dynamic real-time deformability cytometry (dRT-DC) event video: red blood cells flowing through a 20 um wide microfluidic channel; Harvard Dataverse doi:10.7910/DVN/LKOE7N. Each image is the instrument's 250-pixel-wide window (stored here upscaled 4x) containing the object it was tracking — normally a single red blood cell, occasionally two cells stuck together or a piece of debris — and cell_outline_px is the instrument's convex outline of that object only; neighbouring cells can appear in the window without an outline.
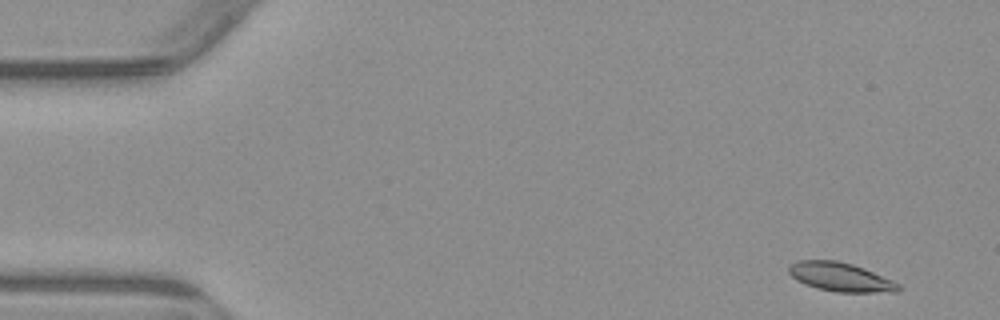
{"species": "common noctule bat (a hibernating species)", "species_latin": "Nyctalus noctula", "temperature_condition": "warm", "stored_images_in_passage": 6, "camera_frame_rate_fps": 3000, "um_per_image_px": 0.085, "animal": {"sex": "male", "body_mass_g": 23.1, "forearm_length_mm": 52.7}, "frame": {"image": 1, "passage_image": 1, "time_ms": 0.0, "image_size_px": [1000, 320], "cell_outline_px": [[900, 292], [836, 292], [816, 288], [804, 284], [796, 280], [788, 272], [788, 264], [796, 260], [836, 260], [852, 264], [864, 268], [892, 280], [900, 284]], "centroid_in_image_um": [71.41, 23.54], "position_along_channel_um": 13.6, "area_um2": 18.61}}
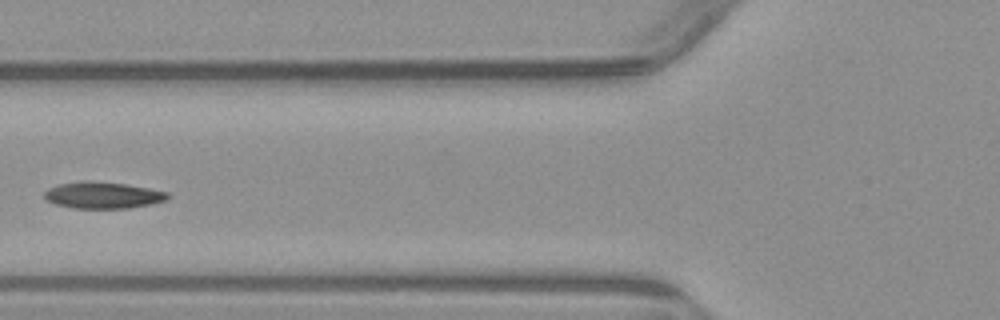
{"frame": {"image": 2, "passage_image": 5, "time_ms": 5.667, "image_size_px": [1000, 320], "cell_outline_px": [[172, 196], [168, 200], [128, 208], [72, 208], [56, 204], [44, 200], [44, 192], [48, 188], [56, 184], [84, 180], [92, 180], [128, 184], [168, 192]], "centroid_in_image_um": [8.72, 16.57], "position_along_channel_um": 117.1, "area_um2": 19.42}}
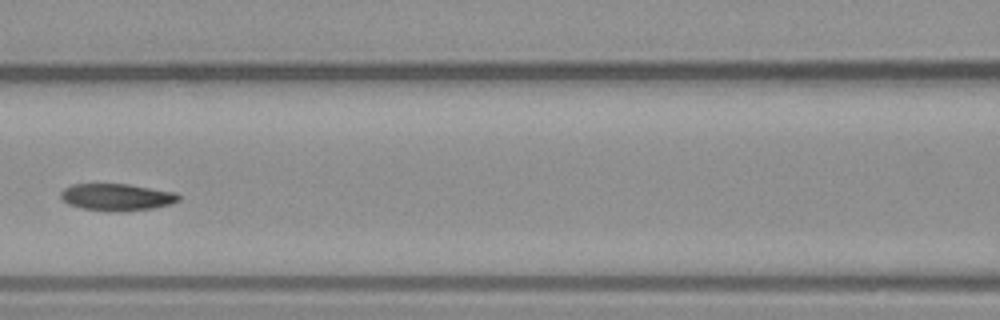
{"frame": {"image": 3, "passage_image": 6, "time_ms": 6.667, "image_size_px": [1000, 320], "cell_outline_px": [[180, 200], [172, 204], [152, 208], [120, 212], [80, 208], [68, 204], [60, 196], [60, 192], [64, 188], [72, 184], [128, 184], [176, 192], [180, 196]], "centroid_in_image_um": [9.94, 16.75], "position_along_channel_um": 156.7, "area_um2": 18.61}}